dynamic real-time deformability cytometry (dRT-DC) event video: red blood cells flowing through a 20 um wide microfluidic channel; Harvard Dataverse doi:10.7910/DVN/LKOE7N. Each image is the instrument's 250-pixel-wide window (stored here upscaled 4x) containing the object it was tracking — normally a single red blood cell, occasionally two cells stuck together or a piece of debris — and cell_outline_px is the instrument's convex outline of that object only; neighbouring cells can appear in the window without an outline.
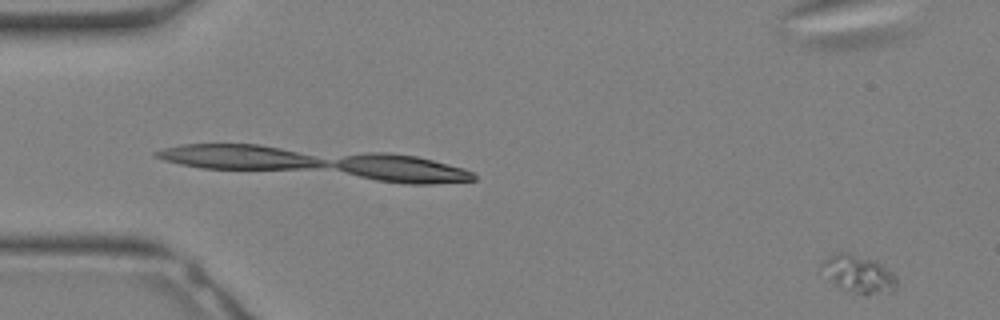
{"species": "Egyptian fruit bat (a non-hibernating species)", "species_latin": "Rousettus aegyptiacus", "temperature_condition": "warm", "stored_images_in_passage": 33, "camera_frame_rate_fps": 3000, "um_per_image_px": 0.085, "animal": {"sex": "female"}, "frame": {"image": 1, "passage_image": 1, "time_ms": 0.0, "image_size_px": [1000, 320], "cell_outline_px": [[896, 288], [892, 292], [852, 292], [836, 288], [820, 264], [828, 256], [840, 252], [848, 252], [876, 260], [892, 272], [896, 276]], "centroid_in_image_um": [72.97, 23.26], "position_along_channel_um": 12.0, "area_um2": 16.13}}
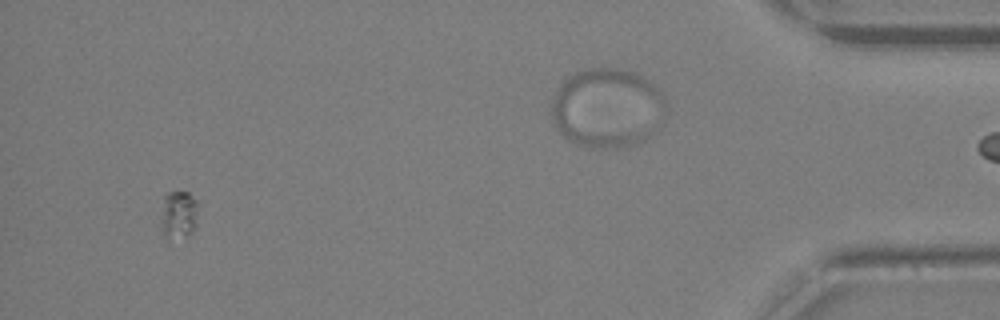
{"frame": {"image": 2, "passage_image": 31, "time_ms": 10.0, "image_size_px": [1000, 320], "cell_outline_px": [[200, 200], [196, 224], [192, 232], [188, 236], [164, 236], [160, 228], [160, 220], [164, 196], [168, 192], [188, 192]], "centroid_in_image_um": [15.22, 18.19], "position_along_channel_um": 420.0, "area_um2": 10.75}}